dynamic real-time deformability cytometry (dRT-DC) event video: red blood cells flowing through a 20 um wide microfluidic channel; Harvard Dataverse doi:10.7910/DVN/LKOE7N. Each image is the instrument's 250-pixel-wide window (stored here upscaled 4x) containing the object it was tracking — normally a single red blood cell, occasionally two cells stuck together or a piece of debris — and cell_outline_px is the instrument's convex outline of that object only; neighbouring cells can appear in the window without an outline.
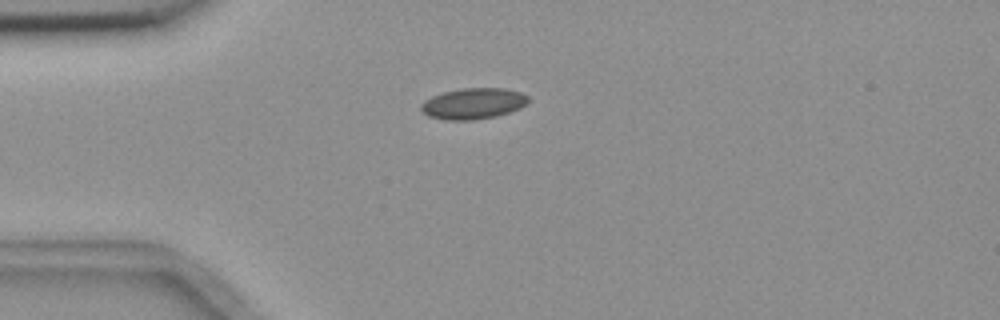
{"species": "common noctule bat (a hibernating species)", "species_latin": "Nyctalus noctula", "temperature_condition": "room temperature", "stored_images_in_passage": 6, "camera_frame_rate_fps": 3000, "um_per_image_px": 0.085, "animal": {"sex": "female", "body_mass_g": 18.4}, "frame": {"image": 1, "passage_image": 1, "time_ms": 0.0, "image_size_px": [1000, 320], "cell_outline_px": [[528, 100], [520, 108], [496, 116], [472, 120], [444, 120], [428, 116], [420, 108], [420, 104], [424, 100], [432, 96], [444, 92], [460, 88], [504, 88], [520, 92], [528, 96]], "centroid_in_image_um": [40.19, 8.8], "position_along_channel_um": 44.8, "area_um2": 19.31}}
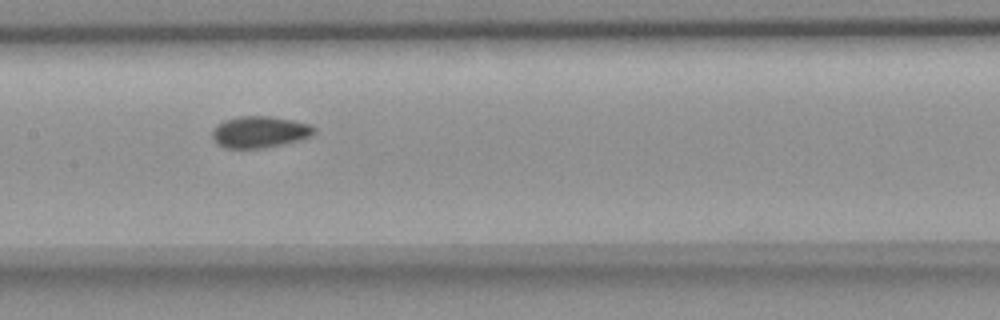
{"frame": {"image": 2, "passage_image": 5, "time_ms": 4.333, "image_size_px": [1000, 320], "cell_outline_px": [[316, 132], [300, 140], [264, 148], [224, 148], [216, 144], [212, 140], [212, 132], [216, 124], [224, 120], [240, 116], [272, 116], [292, 120], [308, 124], [316, 128]], "centroid_in_image_um": [22.02, 11.22], "position_along_channel_um": 185.4, "area_um2": 18.84}}
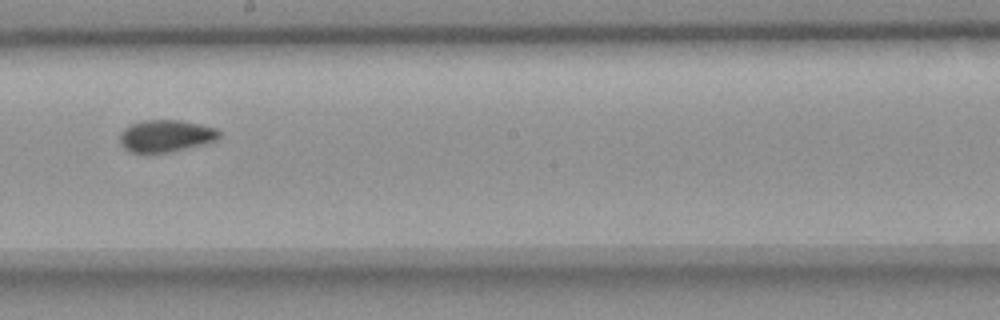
{"frame": {"image": 3, "passage_image": 6, "time_ms": 5.667, "image_size_px": [1000, 320], "cell_outline_px": [[220, 136], [216, 140], [204, 144], [168, 152], [132, 152], [124, 148], [120, 144], [120, 136], [124, 128], [132, 124], [144, 120], [180, 120], [200, 124], [216, 128], [220, 132]], "centroid_in_image_um": [14.11, 11.54], "position_along_channel_um": 234.1, "area_um2": 18.38}}